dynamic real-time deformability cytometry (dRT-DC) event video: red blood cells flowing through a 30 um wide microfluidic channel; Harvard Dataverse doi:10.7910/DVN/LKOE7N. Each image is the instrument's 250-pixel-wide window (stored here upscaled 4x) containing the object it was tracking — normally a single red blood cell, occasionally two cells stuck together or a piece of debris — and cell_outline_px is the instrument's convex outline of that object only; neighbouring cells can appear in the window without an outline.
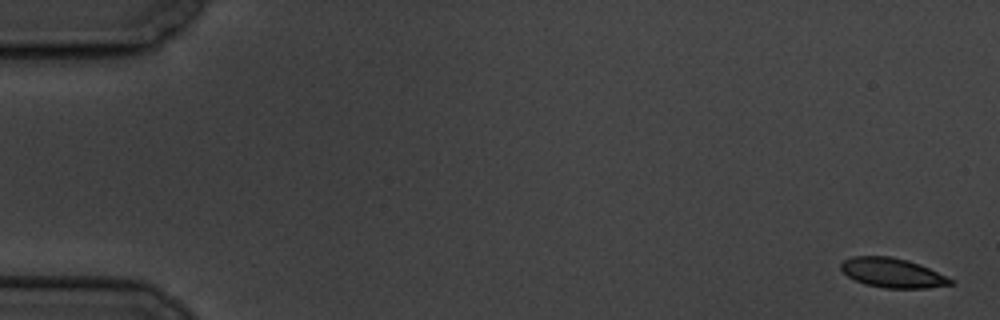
{"species": "common noctule bat (a hibernating species)", "species_latin": "Nyctalus noctula", "temperature_condition": "cold", "stored_images_in_passage": 9, "camera_frame_rate_fps": 3000, "um_per_image_px": 0.085, "animal": {"sex": "male", "body_mass_g": 19.5, "forearm_length_mm": 54.6}, "frame": {"image": 1, "passage_image": 1, "time_ms": 0.0, "image_size_px": [1000, 320], "cell_outline_px": [[956, 280], [952, 284], [928, 288], [884, 288], [864, 284], [848, 276], [840, 268], [840, 264], [844, 260], [852, 256], [892, 256], [908, 260], [920, 264]], "centroid_in_image_um": [75.88, 23.19], "position_along_channel_um": 9.1, "area_um2": 18.96}}
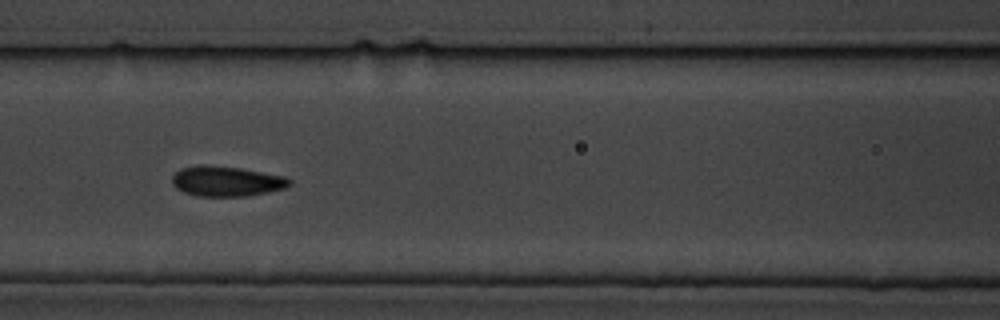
{"frame": {"image": 2, "passage_image": 8, "time_ms": 8.333, "image_size_px": [1000, 320], "cell_outline_px": [[292, 184], [284, 188], [268, 192], [248, 196], [196, 196], [184, 192], [176, 188], [172, 184], [172, 176], [180, 168], [200, 164], [204, 164], [240, 168], [284, 176], [292, 180]], "centroid_in_image_um": [19.23, 15.4], "position_along_channel_um": 147.4, "area_um2": 20.75}}
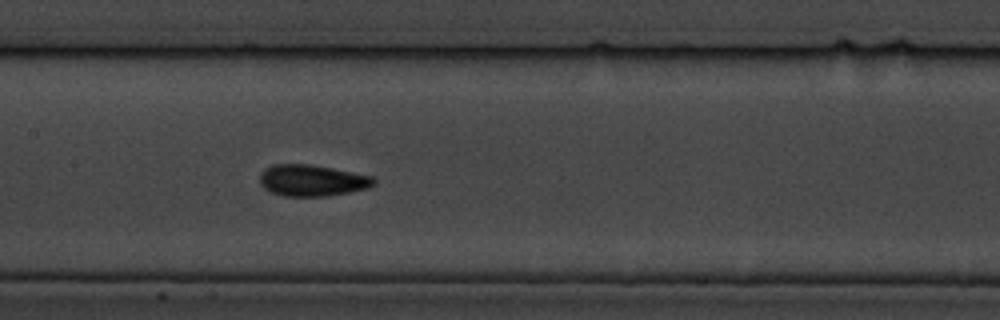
{"frame": {"image": 3, "passage_image": 9, "time_ms": 9.333, "image_size_px": [1000, 320], "cell_outline_px": [[376, 184], [368, 188], [328, 196], [284, 196], [268, 192], [260, 184], [260, 176], [264, 168], [272, 164], [308, 164], [332, 168], [372, 176], [376, 180]], "centroid_in_image_um": [26.5, 15.34], "position_along_channel_um": 180.9, "area_um2": 20.98}}